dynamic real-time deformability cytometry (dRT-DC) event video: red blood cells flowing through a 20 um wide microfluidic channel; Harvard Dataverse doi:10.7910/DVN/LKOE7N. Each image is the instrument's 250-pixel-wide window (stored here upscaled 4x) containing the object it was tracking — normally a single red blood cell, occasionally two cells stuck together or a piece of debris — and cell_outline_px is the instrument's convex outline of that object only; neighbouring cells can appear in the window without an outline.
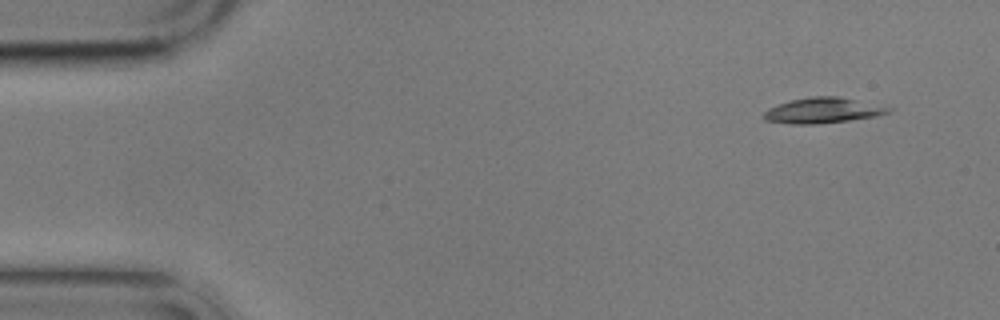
{"species": "common noctule bat (a hibernating species)", "species_latin": "Nyctalus noctula", "temperature_condition": "cold", "stored_images_in_passage": 6, "segment_of_instrument_passage": [2, 2], "camera_frame_rate_fps": 3000, "um_per_image_px": 0.085, "animal": {"sex": "male", "body_mass_g": 17.9}, "frame": {"image": 1, "passage_image": 6, "time_ms": 6.0, "image_size_px": [1000, 320], "cell_outline_px": [[892, 108], [888, 112], [876, 116], [848, 120], [816, 124], [792, 124], [764, 120], [764, 112], [768, 108], [788, 100], [812, 96], [836, 96]], "centroid_in_image_um": [69.86, 9.39], "position_along_channel_um": 15.1, "area_um2": 18.21}}